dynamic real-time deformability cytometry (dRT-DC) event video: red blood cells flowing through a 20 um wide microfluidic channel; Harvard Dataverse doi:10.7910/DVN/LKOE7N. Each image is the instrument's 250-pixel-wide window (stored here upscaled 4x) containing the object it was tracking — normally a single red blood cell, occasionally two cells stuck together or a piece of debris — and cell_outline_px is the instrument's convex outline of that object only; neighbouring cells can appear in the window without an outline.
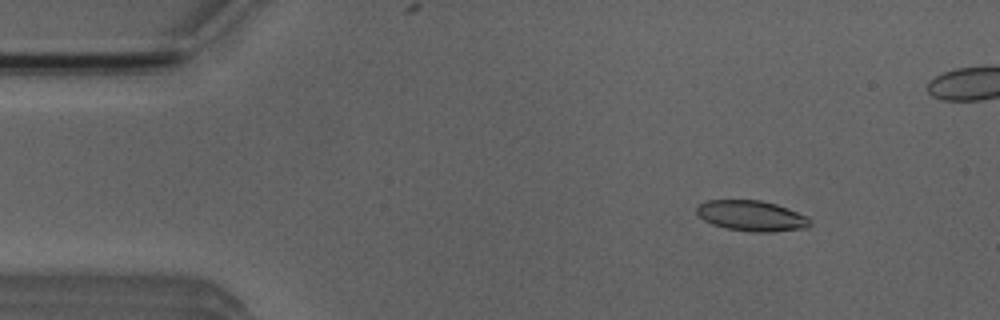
{"species": "Egyptian fruit bat (a non-hibernating species)", "species_latin": "Rousettus aegyptiacus", "temperature_condition": "room temperature", "stored_images_in_passage": 4, "camera_frame_rate_fps": 3000, "um_per_image_px": 0.085, "animal": {"sex": "male"}, "frame": {"image": 1, "passage_image": 1, "time_ms": 0.0, "image_size_px": [1000, 320], "cell_outline_px": [[812, 224], [808, 228], [768, 232], [756, 232], [728, 228], [712, 224], [704, 220], [696, 212], [696, 208], [700, 204], [708, 200], [760, 200], [776, 204], [788, 208], [808, 216]], "centroid_in_image_um": [63.92, 18.34], "position_along_channel_um": 21.1, "area_um2": 20.11}}